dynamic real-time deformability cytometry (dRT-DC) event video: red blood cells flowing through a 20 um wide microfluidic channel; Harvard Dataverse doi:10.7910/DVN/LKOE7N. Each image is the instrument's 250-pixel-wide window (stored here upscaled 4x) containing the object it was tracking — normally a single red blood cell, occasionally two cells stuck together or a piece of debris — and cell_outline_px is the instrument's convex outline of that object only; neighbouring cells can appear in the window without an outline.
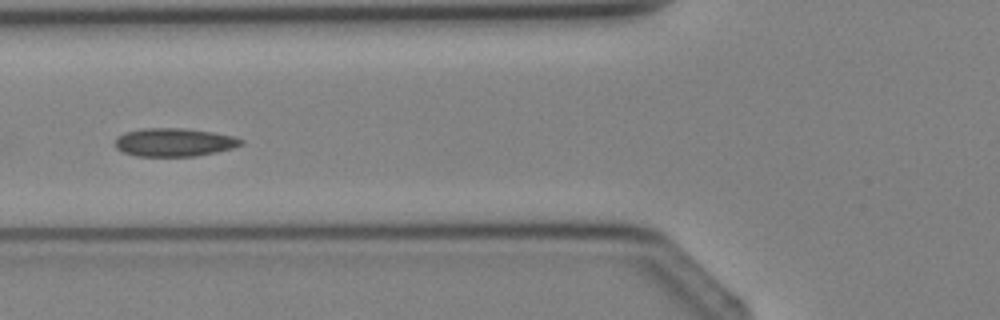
{"species": "Egyptian fruit bat (a non-hibernating species)", "species_latin": "Rousettus aegyptiacus", "temperature_condition": "cold", "stored_images_in_passage": 5, "camera_frame_rate_fps": 3000, "um_per_image_px": 0.085, "animal": {"sex": "female"}, "frame": {"image": 1, "passage_image": 5, "time_ms": 4.667, "image_size_px": [1000, 320], "cell_outline_px": [[244, 144], [232, 148], [216, 152], [196, 156], [136, 156], [124, 152], [116, 148], [116, 136], [124, 132], [144, 128], [184, 128], [212, 132], [236, 136], [244, 140]], "centroid_in_image_um": [14.83, 12.09], "position_along_channel_um": 111.0, "area_um2": 20.87}}